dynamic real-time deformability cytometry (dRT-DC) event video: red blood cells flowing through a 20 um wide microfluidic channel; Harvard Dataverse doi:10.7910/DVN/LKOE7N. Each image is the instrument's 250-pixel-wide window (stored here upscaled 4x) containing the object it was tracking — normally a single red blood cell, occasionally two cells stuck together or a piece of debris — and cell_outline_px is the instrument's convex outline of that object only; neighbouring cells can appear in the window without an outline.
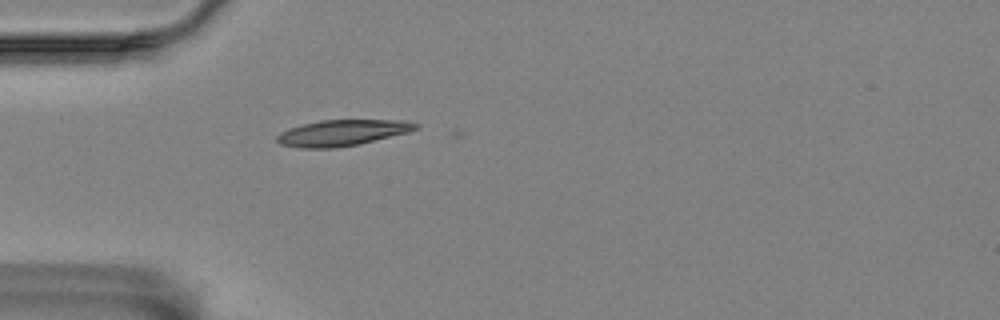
{"species": "Egyptian fruit bat (a non-hibernating species)", "species_latin": "Rousettus aegyptiacus", "temperature_condition": "room temperature", "stored_images_in_passage": 3, "camera_frame_rate_fps": 3000, "um_per_image_px": 0.085, "animal": {"sex": "female"}, "frame": {"image": 1, "passage_image": 1, "time_ms": 0.0, "image_size_px": [1000, 320], "cell_outline_px": [[420, 124], [416, 128], [408, 132], [360, 144], [336, 148], [300, 148], [280, 144], [276, 140], [276, 136], [280, 132], [288, 128], [320, 120], [408, 120]], "centroid_in_image_um": [29.08, 11.29], "position_along_channel_um": 55.9, "area_um2": 21.1}}